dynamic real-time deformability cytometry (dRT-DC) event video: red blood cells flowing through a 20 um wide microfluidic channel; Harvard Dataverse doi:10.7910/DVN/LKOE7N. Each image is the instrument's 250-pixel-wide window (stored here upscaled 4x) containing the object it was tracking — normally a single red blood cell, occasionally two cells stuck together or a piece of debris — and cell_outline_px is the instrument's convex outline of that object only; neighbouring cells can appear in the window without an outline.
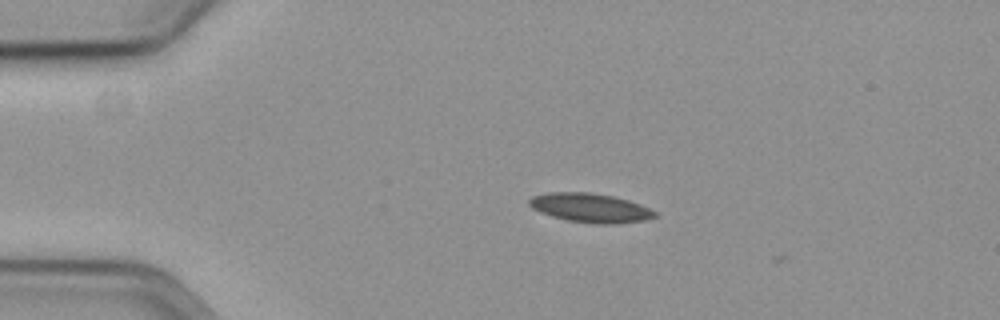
{"species": "common noctule bat (a hibernating species)", "species_latin": "Nyctalus noctula", "temperature_condition": "cold", "stored_images_in_passage": 3, "camera_frame_rate_fps": 3000, "um_per_image_px": 0.085, "animal": {"sex": "female", "body_mass_g": 19.3, "forearm_length_mm": 54.1}, "frame": {"image": 1, "passage_image": 1, "time_ms": 0.0, "image_size_px": [1000, 320], "cell_outline_px": [[656, 216], [644, 220], [616, 224], [596, 224], [568, 220], [552, 216], [540, 212], [532, 208], [528, 204], [528, 200], [532, 196], [548, 192], [592, 192], [612, 196], [628, 200], [640, 204], [656, 212]], "centroid_in_image_um": [50.15, 17.66], "position_along_channel_um": 34.9, "area_um2": 21.27}}